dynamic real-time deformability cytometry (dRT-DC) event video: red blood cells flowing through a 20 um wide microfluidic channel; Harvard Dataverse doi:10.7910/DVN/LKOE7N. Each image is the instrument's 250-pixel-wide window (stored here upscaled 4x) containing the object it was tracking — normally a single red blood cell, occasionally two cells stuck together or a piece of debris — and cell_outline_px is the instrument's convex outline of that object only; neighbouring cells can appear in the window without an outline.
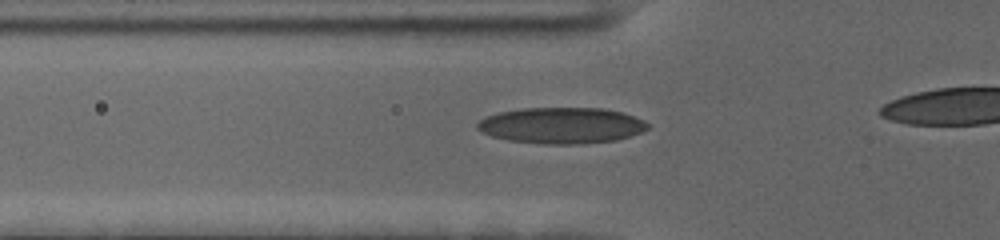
{"species": "human", "species_latin": "Homo sapiens", "temperature_condition": "cold", "stored_images_in_passage": 25, "camera_frame_rate_fps": 3000, "um_per_image_px": 0.085, "donor": {"sex": "female"}, "frame": {"image": 1, "passage_image": 9, "time_ms": 2.667, "image_size_px": [1000, 240], "cell_outline_px": [[648, 128], [640, 132], [616, 140], [576, 144], [544, 144], [508, 140], [492, 136], [480, 132], [476, 128], [476, 124], [484, 116], [500, 112], [524, 108], [600, 108], [620, 112], [644, 120], [648, 124]], "centroid_in_image_um": [47.67, 10.66], "position_along_channel_um": 78.1, "area_um2": 35.66}}
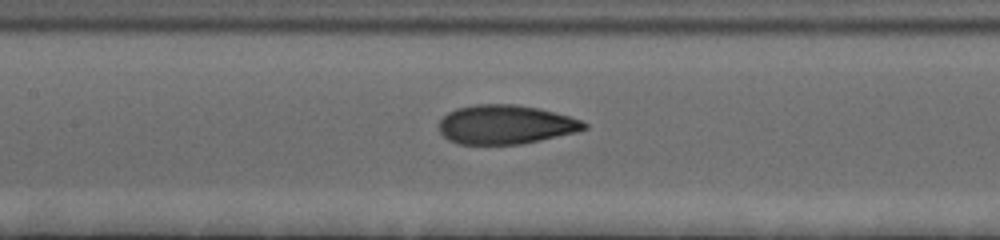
{"frame": {"image": 2, "passage_image": 16, "time_ms": 5.0, "image_size_px": [1000, 240], "cell_outline_px": [[588, 128], [576, 132], [540, 140], [520, 144], [460, 144], [448, 140], [440, 132], [440, 120], [448, 112], [456, 108], [476, 104], [516, 104], [536, 108], [568, 116], [580, 120], [588, 124]], "centroid_in_image_um": [42.96, 10.59], "position_along_channel_um": 164.4, "area_um2": 32.83}}
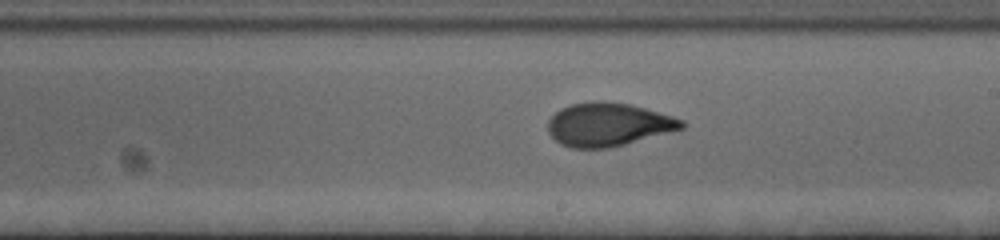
{"frame": {"image": 3, "passage_image": 22, "time_ms": 7.0, "image_size_px": [1000, 240], "cell_outline_px": [[684, 128], [624, 144], [608, 148], [572, 148], [560, 144], [548, 132], [548, 120], [560, 108], [568, 104], [592, 100], [628, 104], [644, 108], [672, 116], [684, 120]], "centroid_in_image_um": [51.66, 10.58], "position_along_channel_um": 237.3, "area_um2": 33.58}}